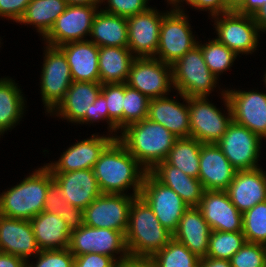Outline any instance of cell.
<instances>
[{"label":"cell","instance_id":"6da1fadb","mask_svg":"<svg viewBox=\"0 0 266 267\" xmlns=\"http://www.w3.org/2000/svg\"><path fill=\"white\" fill-rule=\"evenodd\" d=\"M101 193L140 196L144 177L148 172L135 157L115 139L100 155L93 167Z\"/></svg>","mask_w":266,"mask_h":267},{"label":"cell","instance_id":"7a4b0ae2","mask_svg":"<svg viewBox=\"0 0 266 267\" xmlns=\"http://www.w3.org/2000/svg\"><path fill=\"white\" fill-rule=\"evenodd\" d=\"M117 140L150 172L164 161L177 137L148 118L128 125Z\"/></svg>","mask_w":266,"mask_h":267},{"label":"cell","instance_id":"3957f363","mask_svg":"<svg viewBox=\"0 0 266 267\" xmlns=\"http://www.w3.org/2000/svg\"><path fill=\"white\" fill-rule=\"evenodd\" d=\"M172 238L173 234L161 225L146 201L136 196L130 206L125 233L128 254L151 258Z\"/></svg>","mask_w":266,"mask_h":267},{"label":"cell","instance_id":"277c9868","mask_svg":"<svg viewBox=\"0 0 266 267\" xmlns=\"http://www.w3.org/2000/svg\"><path fill=\"white\" fill-rule=\"evenodd\" d=\"M32 172L19 184L0 194V215L31 220L44 210L52 172L46 165Z\"/></svg>","mask_w":266,"mask_h":267},{"label":"cell","instance_id":"5b68a950","mask_svg":"<svg viewBox=\"0 0 266 267\" xmlns=\"http://www.w3.org/2000/svg\"><path fill=\"white\" fill-rule=\"evenodd\" d=\"M172 66L174 90L184 96L208 97L218 83V78L209 70L197 44Z\"/></svg>","mask_w":266,"mask_h":267},{"label":"cell","instance_id":"8992f818","mask_svg":"<svg viewBox=\"0 0 266 267\" xmlns=\"http://www.w3.org/2000/svg\"><path fill=\"white\" fill-rule=\"evenodd\" d=\"M227 112L210 103L207 97L188 98L190 137L202 144H216L232 122V111L225 89L221 91Z\"/></svg>","mask_w":266,"mask_h":267},{"label":"cell","instance_id":"52a82bcc","mask_svg":"<svg viewBox=\"0 0 266 267\" xmlns=\"http://www.w3.org/2000/svg\"><path fill=\"white\" fill-rule=\"evenodd\" d=\"M183 9H172L162 18L156 59L172 65L197 45Z\"/></svg>","mask_w":266,"mask_h":267},{"label":"cell","instance_id":"ba28073f","mask_svg":"<svg viewBox=\"0 0 266 267\" xmlns=\"http://www.w3.org/2000/svg\"><path fill=\"white\" fill-rule=\"evenodd\" d=\"M40 79V94L47 114L63 100L71 86L72 75L64 53L58 47L46 45Z\"/></svg>","mask_w":266,"mask_h":267},{"label":"cell","instance_id":"9c48e42d","mask_svg":"<svg viewBox=\"0 0 266 267\" xmlns=\"http://www.w3.org/2000/svg\"><path fill=\"white\" fill-rule=\"evenodd\" d=\"M216 39L239 54H252L256 51L260 30L250 15H241L237 12H227L212 16Z\"/></svg>","mask_w":266,"mask_h":267},{"label":"cell","instance_id":"30bf717a","mask_svg":"<svg viewBox=\"0 0 266 267\" xmlns=\"http://www.w3.org/2000/svg\"><path fill=\"white\" fill-rule=\"evenodd\" d=\"M262 138L232 120L216 143L236 170L259 168Z\"/></svg>","mask_w":266,"mask_h":267},{"label":"cell","instance_id":"8fae6325","mask_svg":"<svg viewBox=\"0 0 266 267\" xmlns=\"http://www.w3.org/2000/svg\"><path fill=\"white\" fill-rule=\"evenodd\" d=\"M126 84L149 99L164 97L174 89L172 66L154 57L135 58Z\"/></svg>","mask_w":266,"mask_h":267},{"label":"cell","instance_id":"7c38bea8","mask_svg":"<svg viewBox=\"0 0 266 267\" xmlns=\"http://www.w3.org/2000/svg\"><path fill=\"white\" fill-rule=\"evenodd\" d=\"M140 196L151 207L161 225L172 234L189 208L174 190L163 185L150 172L144 177Z\"/></svg>","mask_w":266,"mask_h":267},{"label":"cell","instance_id":"4fadbf2b","mask_svg":"<svg viewBox=\"0 0 266 267\" xmlns=\"http://www.w3.org/2000/svg\"><path fill=\"white\" fill-rule=\"evenodd\" d=\"M68 249L74 256L97 253L118 260L128 255L123 232L86 225L71 232Z\"/></svg>","mask_w":266,"mask_h":267},{"label":"cell","instance_id":"5bb4252c","mask_svg":"<svg viewBox=\"0 0 266 267\" xmlns=\"http://www.w3.org/2000/svg\"><path fill=\"white\" fill-rule=\"evenodd\" d=\"M132 194L102 193L83 210L84 225L126 233Z\"/></svg>","mask_w":266,"mask_h":267},{"label":"cell","instance_id":"9a60e30c","mask_svg":"<svg viewBox=\"0 0 266 267\" xmlns=\"http://www.w3.org/2000/svg\"><path fill=\"white\" fill-rule=\"evenodd\" d=\"M101 5H68L52 29L42 39L46 45L59 47L68 42L87 40L94 16ZM85 38V39H84Z\"/></svg>","mask_w":266,"mask_h":267},{"label":"cell","instance_id":"2e32d148","mask_svg":"<svg viewBox=\"0 0 266 267\" xmlns=\"http://www.w3.org/2000/svg\"><path fill=\"white\" fill-rule=\"evenodd\" d=\"M160 12L155 8L127 18V47L136 58L155 57L162 18L169 12Z\"/></svg>","mask_w":266,"mask_h":267},{"label":"cell","instance_id":"e0dca14e","mask_svg":"<svg viewBox=\"0 0 266 267\" xmlns=\"http://www.w3.org/2000/svg\"><path fill=\"white\" fill-rule=\"evenodd\" d=\"M236 123L266 139V93L225 90Z\"/></svg>","mask_w":266,"mask_h":267},{"label":"cell","instance_id":"ac0fdd59","mask_svg":"<svg viewBox=\"0 0 266 267\" xmlns=\"http://www.w3.org/2000/svg\"><path fill=\"white\" fill-rule=\"evenodd\" d=\"M115 140L107 134L95 135L77 141L63 152L58 161L45 164L52 173H66L76 170L93 169L104 150Z\"/></svg>","mask_w":266,"mask_h":267},{"label":"cell","instance_id":"d6986e66","mask_svg":"<svg viewBox=\"0 0 266 267\" xmlns=\"http://www.w3.org/2000/svg\"><path fill=\"white\" fill-rule=\"evenodd\" d=\"M198 208L212 231H243V213L232 204L226 191L205 190Z\"/></svg>","mask_w":266,"mask_h":267},{"label":"cell","instance_id":"ffe728a7","mask_svg":"<svg viewBox=\"0 0 266 267\" xmlns=\"http://www.w3.org/2000/svg\"><path fill=\"white\" fill-rule=\"evenodd\" d=\"M0 252L16 255L26 262L40 252L30 220L0 215Z\"/></svg>","mask_w":266,"mask_h":267},{"label":"cell","instance_id":"44dd1931","mask_svg":"<svg viewBox=\"0 0 266 267\" xmlns=\"http://www.w3.org/2000/svg\"><path fill=\"white\" fill-rule=\"evenodd\" d=\"M232 204L241 212L266 201V171L262 168L237 170L226 190Z\"/></svg>","mask_w":266,"mask_h":267},{"label":"cell","instance_id":"7402d4cb","mask_svg":"<svg viewBox=\"0 0 266 267\" xmlns=\"http://www.w3.org/2000/svg\"><path fill=\"white\" fill-rule=\"evenodd\" d=\"M236 171L217 144L201 145L198 179L205 190L226 191Z\"/></svg>","mask_w":266,"mask_h":267},{"label":"cell","instance_id":"603a6c76","mask_svg":"<svg viewBox=\"0 0 266 267\" xmlns=\"http://www.w3.org/2000/svg\"><path fill=\"white\" fill-rule=\"evenodd\" d=\"M100 82L73 81L63 100L50 113L72 123H86V114H90L91 104L100 94Z\"/></svg>","mask_w":266,"mask_h":267},{"label":"cell","instance_id":"cb8c5ba5","mask_svg":"<svg viewBox=\"0 0 266 267\" xmlns=\"http://www.w3.org/2000/svg\"><path fill=\"white\" fill-rule=\"evenodd\" d=\"M178 94L186 105L168 95L150 99L147 118L163 125L177 138H187L190 137L188 97Z\"/></svg>","mask_w":266,"mask_h":267},{"label":"cell","instance_id":"d4e9b609","mask_svg":"<svg viewBox=\"0 0 266 267\" xmlns=\"http://www.w3.org/2000/svg\"><path fill=\"white\" fill-rule=\"evenodd\" d=\"M52 177L61 187L63 198L82 210L102 194L93 169L52 173Z\"/></svg>","mask_w":266,"mask_h":267},{"label":"cell","instance_id":"484cf974","mask_svg":"<svg viewBox=\"0 0 266 267\" xmlns=\"http://www.w3.org/2000/svg\"><path fill=\"white\" fill-rule=\"evenodd\" d=\"M66 56L73 81L100 82L99 47L89 39L58 47Z\"/></svg>","mask_w":266,"mask_h":267},{"label":"cell","instance_id":"4316f807","mask_svg":"<svg viewBox=\"0 0 266 267\" xmlns=\"http://www.w3.org/2000/svg\"><path fill=\"white\" fill-rule=\"evenodd\" d=\"M211 228L198 207H189L173 233V238L183 243L199 259L205 258L208 251Z\"/></svg>","mask_w":266,"mask_h":267},{"label":"cell","instance_id":"83f0119b","mask_svg":"<svg viewBox=\"0 0 266 267\" xmlns=\"http://www.w3.org/2000/svg\"><path fill=\"white\" fill-rule=\"evenodd\" d=\"M150 173L163 185L174 190L189 207H198L205 191L199 179L188 176L165 160Z\"/></svg>","mask_w":266,"mask_h":267},{"label":"cell","instance_id":"f1b7e54d","mask_svg":"<svg viewBox=\"0 0 266 267\" xmlns=\"http://www.w3.org/2000/svg\"><path fill=\"white\" fill-rule=\"evenodd\" d=\"M30 222L40 251L69 248L71 232L60 216L42 211Z\"/></svg>","mask_w":266,"mask_h":267},{"label":"cell","instance_id":"f546056e","mask_svg":"<svg viewBox=\"0 0 266 267\" xmlns=\"http://www.w3.org/2000/svg\"><path fill=\"white\" fill-rule=\"evenodd\" d=\"M90 41L98 47H127V18L108 14L100 10L93 19Z\"/></svg>","mask_w":266,"mask_h":267},{"label":"cell","instance_id":"4dcf8cb0","mask_svg":"<svg viewBox=\"0 0 266 267\" xmlns=\"http://www.w3.org/2000/svg\"><path fill=\"white\" fill-rule=\"evenodd\" d=\"M100 83H126L130 66L136 58L128 47H99Z\"/></svg>","mask_w":266,"mask_h":267},{"label":"cell","instance_id":"1f68e13d","mask_svg":"<svg viewBox=\"0 0 266 267\" xmlns=\"http://www.w3.org/2000/svg\"><path fill=\"white\" fill-rule=\"evenodd\" d=\"M12 78H0V135L19 124L25 113V98Z\"/></svg>","mask_w":266,"mask_h":267},{"label":"cell","instance_id":"d6a6232c","mask_svg":"<svg viewBox=\"0 0 266 267\" xmlns=\"http://www.w3.org/2000/svg\"><path fill=\"white\" fill-rule=\"evenodd\" d=\"M67 6L65 0H32L18 23L34 26L44 38Z\"/></svg>","mask_w":266,"mask_h":267},{"label":"cell","instance_id":"836d02e7","mask_svg":"<svg viewBox=\"0 0 266 267\" xmlns=\"http://www.w3.org/2000/svg\"><path fill=\"white\" fill-rule=\"evenodd\" d=\"M201 145L193 137L177 138L165 161L188 176L198 179Z\"/></svg>","mask_w":266,"mask_h":267},{"label":"cell","instance_id":"e575fe53","mask_svg":"<svg viewBox=\"0 0 266 267\" xmlns=\"http://www.w3.org/2000/svg\"><path fill=\"white\" fill-rule=\"evenodd\" d=\"M153 267H198L200 259L183 243L172 238L151 257Z\"/></svg>","mask_w":266,"mask_h":267},{"label":"cell","instance_id":"d590c367","mask_svg":"<svg viewBox=\"0 0 266 267\" xmlns=\"http://www.w3.org/2000/svg\"><path fill=\"white\" fill-rule=\"evenodd\" d=\"M100 93L107 104L108 134L117 139V131L123 130L124 83L103 84Z\"/></svg>","mask_w":266,"mask_h":267},{"label":"cell","instance_id":"8d00e7d4","mask_svg":"<svg viewBox=\"0 0 266 267\" xmlns=\"http://www.w3.org/2000/svg\"><path fill=\"white\" fill-rule=\"evenodd\" d=\"M197 44L201 48L207 67L217 78H219V75L223 72L231 68L238 56L216 38L204 44L198 41Z\"/></svg>","mask_w":266,"mask_h":267},{"label":"cell","instance_id":"74e56055","mask_svg":"<svg viewBox=\"0 0 266 267\" xmlns=\"http://www.w3.org/2000/svg\"><path fill=\"white\" fill-rule=\"evenodd\" d=\"M246 242L242 231H211L206 256L230 260Z\"/></svg>","mask_w":266,"mask_h":267},{"label":"cell","instance_id":"f35d334b","mask_svg":"<svg viewBox=\"0 0 266 267\" xmlns=\"http://www.w3.org/2000/svg\"><path fill=\"white\" fill-rule=\"evenodd\" d=\"M242 232L246 242L266 245V201L243 213Z\"/></svg>","mask_w":266,"mask_h":267},{"label":"cell","instance_id":"ab89813d","mask_svg":"<svg viewBox=\"0 0 266 267\" xmlns=\"http://www.w3.org/2000/svg\"><path fill=\"white\" fill-rule=\"evenodd\" d=\"M150 99L124 83L123 129L147 118Z\"/></svg>","mask_w":266,"mask_h":267},{"label":"cell","instance_id":"60d3db41","mask_svg":"<svg viewBox=\"0 0 266 267\" xmlns=\"http://www.w3.org/2000/svg\"><path fill=\"white\" fill-rule=\"evenodd\" d=\"M229 261L232 267H266V245L245 242Z\"/></svg>","mask_w":266,"mask_h":267},{"label":"cell","instance_id":"b9f144b4","mask_svg":"<svg viewBox=\"0 0 266 267\" xmlns=\"http://www.w3.org/2000/svg\"><path fill=\"white\" fill-rule=\"evenodd\" d=\"M35 258L37 259L36 264L27 262V267H73L74 262V255L68 248L43 250Z\"/></svg>","mask_w":266,"mask_h":267},{"label":"cell","instance_id":"7bdbcfd3","mask_svg":"<svg viewBox=\"0 0 266 267\" xmlns=\"http://www.w3.org/2000/svg\"><path fill=\"white\" fill-rule=\"evenodd\" d=\"M148 1L149 0H101V5L105 3L107 4L106 6H108H105V9L102 8L101 10L108 14L128 18L148 10L150 8V6L147 5Z\"/></svg>","mask_w":266,"mask_h":267},{"label":"cell","instance_id":"ee69618b","mask_svg":"<svg viewBox=\"0 0 266 267\" xmlns=\"http://www.w3.org/2000/svg\"><path fill=\"white\" fill-rule=\"evenodd\" d=\"M67 204L68 202L62 196L61 187L52 178L47 190L43 211L60 216L66 210Z\"/></svg>","mask_w":266,"mask_h":267},{"label":"cell","instance_id":"f6af8a7d","mask_svg":"<svg viewBox=\"0 0 266 267\" xmlns=\"http://www.w3.org/2000/svg\"><path fill=\"white\" fill-rule=\"evenodd\" d=\"M32 0H0V17L18 23Z\"/></svg>","mask_w":266,"mask_h":267},{"label":"cell","instance_id":"bcb514c9","mask_svg":"<svg viewBox=\"0 0 266 267\" xmlns=\"http://www.w3.org/2000/svg\"><path fill=\"white\" fill-rule=\"evenodd\" d=\"M115 259L97 253L74 256L73 267H113Z\"/></svg>","mask_w":266,"mask_h":267},{"label":"cell","instance_id":"7dc6e473","mask_svg":"<svg viewBox=\"0 0 266 267\" xmlns=\"http://www.w3.org/2000/svg\"><path fill=\"white\" fill-rule=\"evenodd\" d=\"M105 120L108 123V110L104 96L100 93L91 104L90 114H86V124Z\"/></svg>","mask_w":266,"mask_h":267},{"label":"cell","instance_id":"c3c4849f","mask_svg":"<svg viewBox=\"0 0 266 267\" xmlns=\"http://www.w3.org/2000/svg\"><path fill=\"white\" fill-rule=\"evenodd\" d=\"M60 217L65 221L70 232L78 230L84 225L83 210L69 203Z\"/></svg>","mask_w":266,"mask_h":267},{"label":"cell","instance_id":"681fc988","mask_svg":"<svg viewBox=\"0 0 266 267\" xmlns=\"http://www.w3.org/2000/svg\"><path fill=\"white\" fill-rule=\"evenodd\" d=\"M187 4L190 5L191 8L194 7L195 10H208L211 17L223 14L222 0H190Z\"/></svg>","mask_w":266,"mask_h":267},{"label":"cell","instance_id":"f907efd6","mask_svg":"<svg viewBox=\"0 0 266 267\" xmlns=\"http://www.w3.org/2000/svg\"><path fill=\"white\" fill-rule=\"evenodd\" d=\"M113 267H153L151 258L127 255L115 261Z\"/></svg>","mask_w":266,"mask_h":267},{"label":"cell","instance_id":"816d5d0a","mask_svg":"<svg viewBox=\"0 0 266 267\" xmlns=\"http://www.w3.org/2000/svg\"><path fill=\"white\" fill-rule=\"evenodd\" d=\"M0 267H27V262L16 255L0 252Z\"/></svg>","mask_w":266,"mask_h":267},{"label":"cell","instance_id":"f5cc1de1","mask_svg":"<svg viewBox=\"0 0 266 267\" xmlns=\"http://www.w3.org/2000/svg\"><path fill=\"white\" fill-rule=\"evenodd\" d=\"M265 1L266 0H246L245 5L237 13L253 16L256 11L265 4Z\"/></svg>","mask_w":266,"mask_h":267},{"label":"cell","instance_id":"db71d44e","mask_svg":"<svg viewBox=\"0 0 266 267\" xmlns=\"http://www.w3.org/2000/svg\"><path fill=\"white\" fill-rule=\"evenodd\" d=\"M198 267H232L229 260L205 257L200 259Z\"/></svg>","mask_w":266,"mask_h":267},{"label":"cell","instance_id":"11a10c76","mask_svg":"<svg viewBox=\"0 0 266 267\" xmlns=\"http://www.w3.org/2000/svg\"><path fill=\"white\" fill-rule=\"evenodd\" d=\"M261 32H266V1L265 4L252 16Z\"/></svg>","mask_w":266,"mask_h":267},{"label":"cell","instance_id":"9f6ffc18","mask_svg":"<svg viewBox=\"0 0 266 267\" xmlns=\"http://www.w3.org/2000/svg\"><path fill=\"white\" fill-rule=\"evenodd\" d=\"M223 13L238 12L246 3V0H222Z\"/></svg>","mask_w":266,"mask_h":267},{"label":"cell","instance_id":"6f0895ef","mask_svg":"<svg viewBox=\"0 0 266 267\" xmlns=\"http://www.w3.org/2000/svg\"><path fill=\"white\" fill-rule=\"evenodd\" d=\"M68 5H100L101 0H65Z\"/></svg>","mask_w":266,"mask_h":267},{"label":"cell","instance_id":"680465c9","mask_svg":"<svg viewBox=\"0 0 266 267\" xmlns=\"http://www.w3.org/2000/svg\"><path fill=\"white\" fill-rule=\"evenodd\" d=\"M190 0H167V3H169L171 6H173V9H182L183 6H181V3L186 2V4L189 2ZM180 5V6H179Z\"/></svg>","mask_w":266,"mask_h":267},{"label":"cell","instance_id":"91938a15","mask_svg":"<svg viewBox=\"0 0 266 267\" xmlns=\"http://www.w3.org/2000/svg\"><path fill=\"white\" fill-rule=\"evenodd\" d=\"M264 76H265V77H264L263 80H264V83H265V86H266V72H265Z\"/></svg>","mask_w":266,"mask_h":267}]
</instances>
